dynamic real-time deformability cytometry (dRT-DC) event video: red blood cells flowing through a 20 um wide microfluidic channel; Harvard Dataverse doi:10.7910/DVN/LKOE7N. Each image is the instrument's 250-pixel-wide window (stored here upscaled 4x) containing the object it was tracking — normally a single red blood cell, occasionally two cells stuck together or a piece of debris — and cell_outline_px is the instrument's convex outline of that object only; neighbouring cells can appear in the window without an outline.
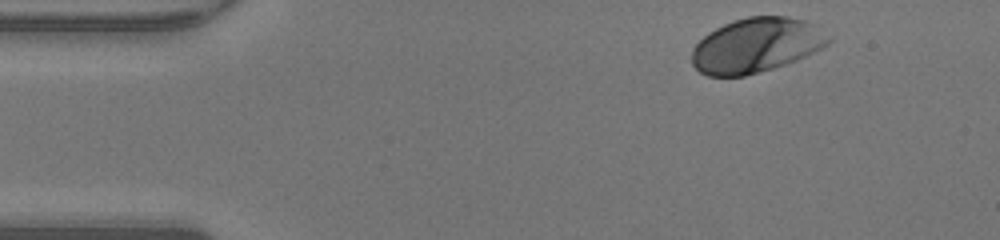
{"species": "human", "species_latin": "Homo sapiens", "temperature_condition": "warm", "stored_images_in_passage": 43, "camera_frame_rate_fps": 3000, "um_per_image_px": 0.085, "donor": {"sex": "male"}, "frame": {"image": 1, "passage_image": 1, "time_ms": 0.0, "image_size_px": [1000, 240], "cell_outline_px": [[832, 40], [828, 44], [796, 60], [772, 68], [744, 76], [708, 76], [700, 72], [692, 64], [692, 48], [708, 32], [724, 24], [748, 16], [788, 16], [804, 20], [812, 24], [832, 36]], "centroid_in_image_um": [64.27, 3.84], "position_along_channel_um": 20.7, "area_um2": 43.23}}
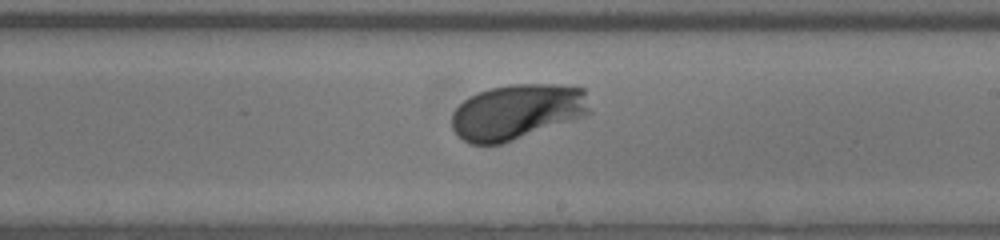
{"frame": {"image": 2, "passage_image": 23, "time_ms": 7.333, "image_size_px": [1000, 240], "cell_outline_px": [[592, 112], [584, 116], [504, 144], [468, 144], [452, 128], [452, 112], [464, 100], [488, 88], [512, 84], [556, 84], [584, 88]], "centroid_in_image_um": [43.97, 9.5], "position_along_channel_um": 245.0, "area_um2": 44.62}}
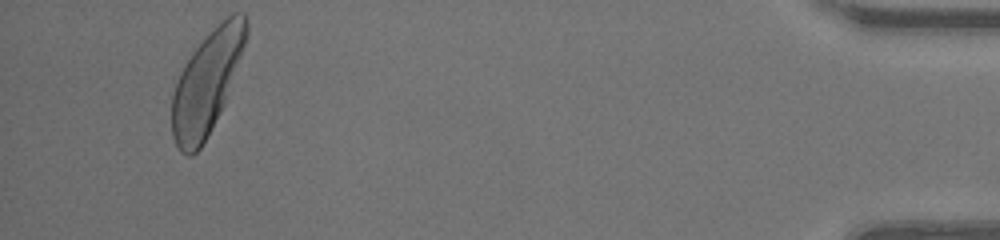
{"frame": {"image": 3, "passage_image": 41, "time_ms": 13.333, "image_size_px": [1000, 240], "cell_outline_px": [[248, 36], [224, 104], [200, 148], [192, 156], [188, 156], [180, 152], [172, 136], [172, 96], [180, 72], [192, 52], [232, 12], [244, 12], [248, 24]], "centroid_in_image_um": [17.58, 7.04], "position_along_channel_um": 417.6, "area_um2": 43.47}, "authors_computed_cell_mechanics": {"area_um2": 42.483, "velocity_mm_per_s": 4.2235, "shape_relaxation_time_tau1_ms": 1.3884, "shape_relaxation_time_tau2_ms": 6.283, "deformation_change_tau1": 0.1257, "deformation_change_tau2": 0.1619}}